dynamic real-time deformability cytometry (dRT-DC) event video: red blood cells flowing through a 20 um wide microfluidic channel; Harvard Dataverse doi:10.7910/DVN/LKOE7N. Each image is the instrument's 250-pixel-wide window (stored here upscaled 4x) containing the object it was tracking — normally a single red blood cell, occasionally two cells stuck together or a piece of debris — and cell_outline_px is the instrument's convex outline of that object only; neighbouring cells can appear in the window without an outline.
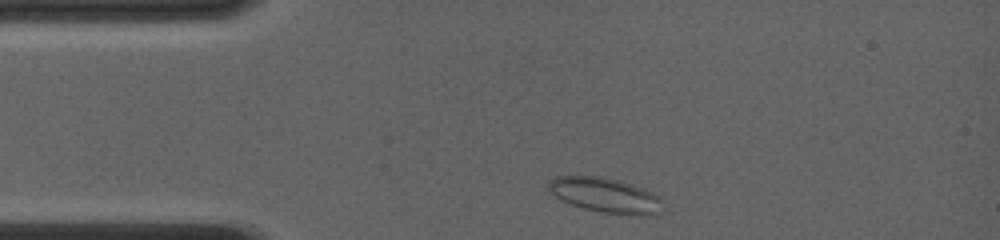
{"species": "common noctule bat (a hibernating species)", "species_latin": "Nyctalus noctula", "temperature_condition": "room temperature", "stored_images_in_passage": 27, "camera_frame_rate_fps": 4000, "um_per_image_px": 0.085, "animal": {"sex": "female", "body_mass_g": 19.0, "forearm_length_mm": 56.7}, "frame": {"image": 1, "passage_image": 1, "time_ms": 0.0, "image_size_px": [1000, 240], "cell_outline_px": [[664, 200], [660, 212], [652, 216], [600, 212], [584, 208], [572, 204], [548, 192], [548, 180], [556, 176], [604, 176], [620, 180], [632, 184], [652, 192], [660, 196]], "centroid_in_image_um": [51.49, 16.58], "position_along_channel_um": 33.5, "area_um2": 23.41}}
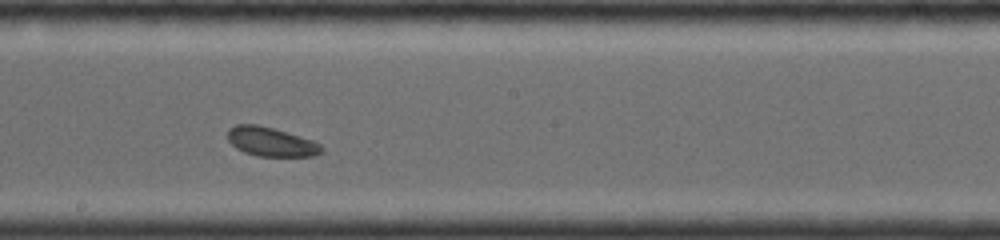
{"frame": {"image": 2, "passage_image": 15, "time_ms": 5.5, "image_size_px": [1000, 240], "cell_outline_px": [[324, 152], [316, 156], [256, 156], [244, 152], [236, 148], [228, 140], [228, 128], [236, 124], [256, 124], [272, 128], [312, 140], [320, 144], [324, 148]], "centroid_in_image_um": [23.04, 12.06], "position_along_channel_um": 225.2, "area_um2": 15.95}}
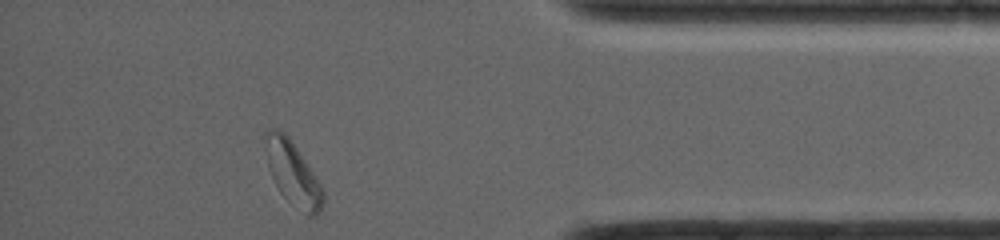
{"frame": {"image": 3, "passage_image": 27, "time_ms": 10.5, "image_size_px": [1000, 240], "cell_outline_px": [[324, 204], [316, 216], [308, 216], [288, 200], [280, 192], [268, 168], [264, 136], [264, 132], [268, 128], [280, 128], [288, 136], [316, 176], [324, 192]], "centroid_in_image_um": [24.88, 14.71], "position_along_channel_um": 410.3, "area_um2": 21.33}, "authors_computed_cell_mechanics": {"area_um2": 16.5886, "velocity_mm_per_s": 4.0587, "shape_relaxation_time_tau1_ms": null, "shape_relaxation_time_tau2_ms": 6.4003, "deformation_change_tau1": null, "deformation_change_tau2": 0.1035}}